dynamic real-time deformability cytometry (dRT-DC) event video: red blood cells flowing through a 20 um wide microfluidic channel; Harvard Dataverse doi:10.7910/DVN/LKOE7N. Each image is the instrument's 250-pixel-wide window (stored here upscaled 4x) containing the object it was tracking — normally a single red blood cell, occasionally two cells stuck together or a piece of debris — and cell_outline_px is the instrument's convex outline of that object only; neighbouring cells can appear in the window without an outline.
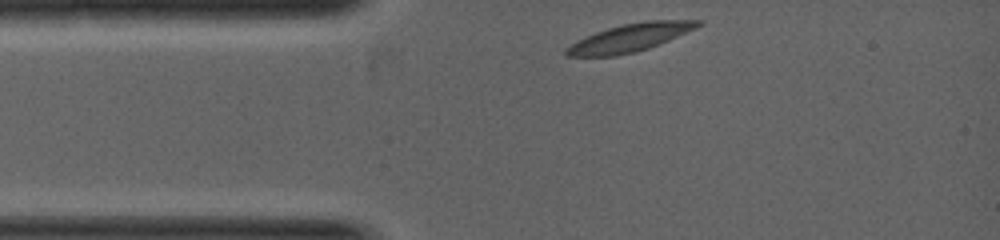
{"species": "common noctule bat (a hibernating species)", "species_latin": "Nyctalus noctula", "temperature_condition": "warm", "stored_images_in_passage": 5, "camera_frame_rate_fps": 5000, "um_per_image_px": 0.085, "animal": {"sex": "female", "body_mass_g": 19.0, "forearm_length_mm": 53.3}, "frame": {"image": 1, "passage_image": 1, "time_ms": 0.0, "image_size_px": [1000, 240], "cell_outline_px": [[704, 24], [696, 28], [668, 40], [648, 48], [636, 52], [616, 56], [568, 56], [564, 52], [564, 48], [576, 40], [596, 32], [608, 28], [624, 24], [644, 20], [704, 20]], "centroid_in_image_um": [53.54, 3.2], "position_along_channel_um": 31.5, "area_um2": 21.39}}